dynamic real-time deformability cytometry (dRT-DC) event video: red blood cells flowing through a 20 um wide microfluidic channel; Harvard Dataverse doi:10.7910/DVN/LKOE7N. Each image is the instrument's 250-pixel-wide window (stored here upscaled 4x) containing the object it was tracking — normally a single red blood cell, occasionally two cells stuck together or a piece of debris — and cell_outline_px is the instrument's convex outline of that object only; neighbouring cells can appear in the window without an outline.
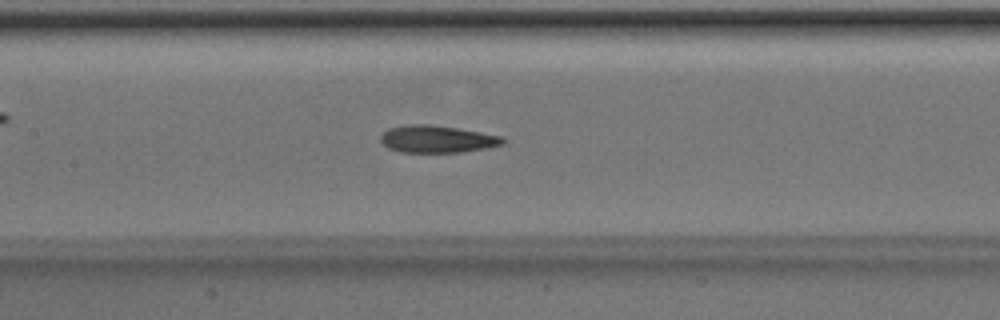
{"species": "Egyptian fruit bat (a non-hibernating species)", "species_latin": "Rousettus aegyptiacus", "temperature_condition": "room temperature", "stored_images_in_passage": 48, "camera_frame_rate_fps": 3000, "um_per_image_px": 0.085, "animal": {"sex": "male"}, "frame": {"image": 1, "passage_image": 21, "time_ms": 6.667, "image_size_px": [1000, 320], "cell_outline_px": [[504, 144], [488, 148], [460, 152], [400, 152], [388, 148], [380, 140], [380, 136], [388, 128], [408, 124], [428, 124], [456, 128], [480, 132], [500, 136], [504, 140]], "centroid_in_image_um": [37.12, 11.82], "position_along_channel_um": 170.3, "area_um2": 19.31}}
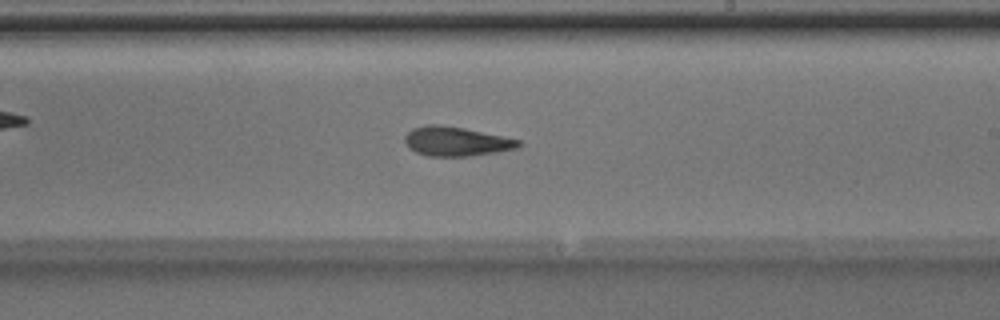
{"frame": {"image": 2, "passage_image": 27, "time_ms": 8.667, "image_size_px": [1000, 320], "cell_outline_px": [[524, 144], [520, 148], [496, 152], [468, 156], [428, 156], [416, 152], [408, 148], [404, 140], [404, 136], [412, 128], [424, 124], [440, 124], [464, 128], [520, 140]], "centroid_in_image_um": [38.76, 12.01], "position_along_channel_um": 250.2, "area_um2": 19.59}}
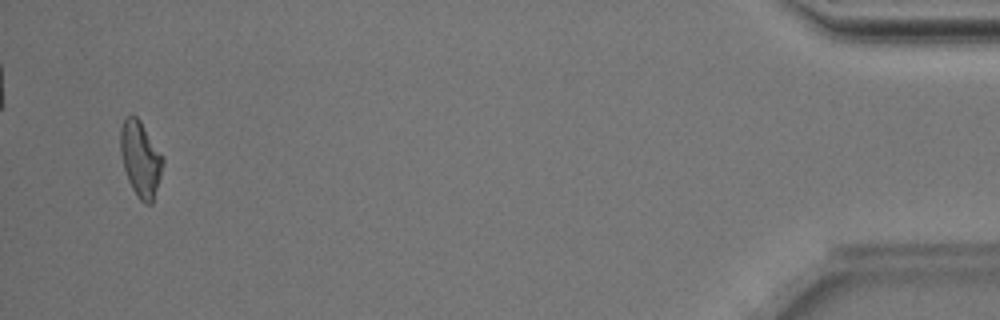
{"frame": {"image": 3, "passage_image": 46, "time_ms": 15.0, "image_size_px": [1000, 320], "cell_outline_px": [[164, 160], [160, 176], [152, 204], [144, 204], [136, 196], [128, 180], [124, 168], [120, 152], [120, 128], [124, 120], [128, 116], [136, 116], [140, 120], [164, 156]], "centroid_in_image_um": [11.94, 13.51], "position_along_channel_um": 423.3, "area_um2": 18.67}, "authors_computed_cell_mechanics": {"area_um2": 19.5942, "velocity_mm_per_s": 4.0243, "shape_relaxation_time_tau1_ms": 3.3834, "shape_relaxation_time_tau2_ms": 3.54, "deformation_change_tau1": 0.1464, "deformation_change_tau2": 0.126}}